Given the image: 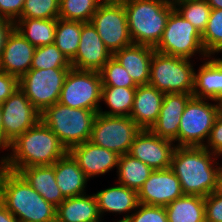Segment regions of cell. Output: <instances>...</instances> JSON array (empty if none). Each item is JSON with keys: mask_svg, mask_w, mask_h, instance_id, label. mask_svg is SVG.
<instances>
[{"mask_svg": "<svg viewBox=\"0 0 222 222\" xmlns=\"http://www.w3.org/2000/svg\"><path fill=\"white\" fill-rule=\"evenodd\" d=\"M99 72L102 79V86L126 88H137L138 86L114 56L109 59Z\"/></svg>", "mask_w": 222, "mask_h": 222, "instance_id": "d590c367", "label": "cell"}, {"mask_svg": "<svg viewBox=\"0 0 222 222\" xmlns=\"http://www.w3.org/2000/svg\"><path fill=\"white\" fill-rule=\"evenodd\" d=\"M221 164H222V161H221ZM221 164L217 173L216 186L214 189V193L219 196H222V165Z\"/></svg>", "mask_w": 222, "mask_h": 222, "instance_id": "f6af8a7d", "label": "cell"}, {"mask_svg": "<svg viewBox=\"0 0 222 222\" xmlns=\"http://www.w3.org/2000/svg\"><path fill=\"white\" fill-rule=\"evenodd\" d=\"M205 222H222V196L210 193L204 197Z\"/></svg>", "mask_w": 222, "mask_h": 222, "instance_id": "ab89813d", "label": "cell"}, {"mask_svg": "<svg viewBox=\"0 0 222 222\" xmlns=\"http://www.w3.org/2000/svg\"><path fill=\"white\" fill-rule=\"evenodd\" d=\"M96 112L84 108H71L59 102L47 107L41 114L42 120L69 150L90 139Z\"/></svg>", "mask_w": 222, "mask_h": 222, "instance_id": "5b68a950", "label": "cell"}, {"mask_svg": "<svg viewBox=\"0 0 222 222\" xmlns=\"http://www.w3.org/2000/svg\"><path fill=\"white\" fill-rule=\"evenodd\" d=\"M204 147L210 152L222 156V106L217 113L209 138Z\"/></svg>", "mask_w": 222, "mask_h": 222, "instance_id": "f35d334b", "label": "cell"}, {"mask_svg": "<svg viewBox=\"0 0 222 222\" xmlns=\"http://www.w3.org/2000/svg\"><path fill=\"white\" fill-rule=\"evenodd\" d=\"M133 43L155 48L166 27L173 0H122Z\"/></svg>", "mask_w": 222, "mask_h": 222, "instance_id": "277c9868", "label": "cell"}, {"mask_svg": "<svg viewBox=\"0 0 222 222\" xmlns=\"http://www.w3.org/2000/svg\"><path fill=\"white\" fill-rule=\"evenodd\" d=\"M154 49L163 54L189 59L199 54L200 61L209 57L199 31L176 9L170 13L163 35Z\"/></svg>", "mask_w": 222, "mask_h": 222, "instance_id": "ba28073f", "label": "cell"}, {"mask_svg": "<svg viewBox=\"0 0 222 222\" xmlns=\"http://www.w3.org/2000/svg\"><path fill=\"white\" fill-rule=\"evenodd\" d=\"M91 23L105 47L114 54L133 42L129 35L127 15L123 2H101Z\"/></svg>", "mask_w": 222, "mask_h": 222, "instance_id": "7c38bea8", "label": "cell"}, {"mask_svg": "<svg viewBox=\"0 0 222 222\" xmlns=\"http://www.w3.org/2000/svg\"><path fill=\"white\" fill-rule=\"evenodd\" d=\"M211 9H222V0H206Z\"/></svg>", "mask_w": 222, "mask_h": 222, "instance_id": "7dc6e473", "label": "cell"}, {"mask_svg": "<svg viewBox=\"0 0 222 222\" xmlns=\"http://www.w3.org/2000/svg\"><path fill=\"white\" fill-rule=\"evenodd\" d=\"M113 54L105 47L91 22H81V35L77 53L70 61L79 70L100 71Z\"/></svg>", "mask_w": 222, "mask_h": 222, "instance_id": "2e32d148", "label": "cell"}, {"mask_svg": "<svg viewBox=\"0 0 222 222\" xmlns=\"http://www.w3.org/2000/svg\"><path fill=\"white\" fill-rule=\"evenodd\" d=\"M57 18H19L14 28L33 46L39 47L54 43Z\"/></svg>", "mask_w": 222, "mask_h": 222, "instance_id": "83f0119b", "label": "cell"}, {"mask_svg": "<svg viewBox=\"0 0 222 222\" xmlns=\"http://www.w3.org/2000/svg\"><path fill=\"white\" fill-rule=\"evenodd\" d=\"M164 93L150 85H138L136 88L130 118L141 129H151L156 123Z\"/></svg>", "mask_w": 222, "mask_h": 222, "instance_id": "7402d4cb", "label": "cell"}, {"mask_svg": "<svg viewBox=\"0 0 222 222\" xmlns=\"http://www.w3.org/2000/svg\"><path fill=\"white\" fill-rule=\"evenodd\" d=\"M94 195L97 199L101 218L104 217L106 212H109L117 213V215L125 214L122 219L120 218V221H125L139 204L137 191L119 183L100 190L96 194L94 193Z\"/></svg>", "mask_w": 222, "mask_h": 222, "instance_id": "ffe728a7", "label": "cell"}, {"mask_svg": "<svg viewBox=\"0 0 222 222\" xmlns=\"http://www.w3.org/2000/svg\"><path fill=\"white\" fill-rule=\"evenodd\" d=\"M175 148L173 141L155 135L150 129H141L128 154L153 170H164L171 168Z\"/></svg>", "mask_w": 222, "mask_h": 222, "instance_id": "5bb4252c", "label": "cell"}, {"mask_svg": "<svg viewBox=\"0 0 222 222\" xmlns=\"http://www.w3.org/2000/svg\"><path fill=\"white\" fill-rule=\"evenodd\" d=\"M0 107L2 109L4 150H8L11 142L40 120L41 113L20 88H17Z\"/></svg>", "mask_w": 222, "mask_h": 222, "instance_id": "4fadbf2b", "label": "cell"}, {"mask_svg": "<svg viewBox=\"0 0 222 222\" xmlns=\"http://www.w3.org/2000/svg\"><path fill=\"white\" fill-rule=\"evenodd\" d=\"M202 63L197 71L195 69L193 96L221 103L222 58L209 56Z\"/></svg>", "mask_w": 222, "mask_h": 222, "instance_id": "44dd1931", "label": "cell"}, {"mask_svg": "<svg viewBox=\"0 0 222 222\" xmlns=\"http://www.w3.org/2000/svg\"><path fill=\"white\" fill-rule=\"evenodd\" d=\"M59 1L60 0H25L20 18H58Z\"/></svg>", "mask_w": 222, "mask_h": 222, "instance_id": "8d00e7d4", "label": "cell"}, {"mask_svg": "<svg viewBox=\"0 0 222 222\" xmlns=\"http://www.w3.org/2000/svg\"><path fill=\"white\" fill-rule=\"evenodd\" d=\"M52 166L55 168L56 183L65 198L86 194L89 179L69 153Z\"/></svg>", "mask_w": 222, "mask_h": 222, "instance_id": "cb8c5ba5", "label": "cell"}, {"mask_svg": "<svg viewBox=\"0 0 222 222\" xmlns=\"http://www.w3.org/2000/svg\"><path fill=\"white\" fill-rule=\"evenodd\" d=\"M7 151L10 153L0 157V165L15 172L26 167L53 165L68 153L57 135L42 120L11 142Z\"/></svg>", "mask_w": 222, "mask_h": 222, "instance_id": "6da1fadb", "label": "cell"}, {"mask_svg": "<svg viewBox=\"0 0 222 222\" xmlns=\"http://www.w3.org/2000/svg\"><path fill=\"white\" fill-rule=\"evenodd\" d=\"M154 51L153 47L132 43L116 51L113 56L127 70L137 85H148Z\"/></svg>", "mask_w": 222, "mask_h": 222, "instance_id": "603a6c76", "label": "cell"}, {"mask_svg": "<svg viewBox=\"0 0 222 222\" xmlns=\"http://www.w3.org/2000/svg\"><path fill=\"white\" fill-rule=\"evenodd\" d=\"M137 194L139 203L163 207L184 195L181 183L171 168L153 170Z\"/></svg>", "mask_w": 222, "mask_h": 222, "instance_id": "9a60e30c", "label": "cell"}, {"mask_svg": "<svg viewBox=\"0 0 222 222\" xmlns=\"http://www.w3.org/2000/svg\"><path fill=\"white\" fill-rule=\"evenodd\" d=\"M0 151H4V133H3V125H2V109L0 107Z\"/></svg>", "mask_w": 222, "mask_h": 222, "instance_id": "bcb514c9", "label": "cell"}, {"mask_svg": "<svg viewBox=\"0 0 222 222\" xmlns=\"http://www.w3.org/2000/svg\"><path fill=\"white\" fill-rule=\"evenodd\" d=\"M0 202L19 222H56V207L35 191L19 172L1 165Z\"/></svg>", "mask_w": 222, "mask_h": 222, "instance_id": "3957f363", "label": "cell"}, {"mask_svg": "<svg viewBox=\"0 0 222 222\" xmlns=\"http://www.w3.org/2000/svg\"><path fill=\"white\" fill-rule=\"evenodd\" d=\"M102 79L99 71L70 68L59 103L71 108H84L98 113L101 105Z\"/></svg>", "mask_w": 222, "mask_h": 222, "instance_id": "30bf717a", "label": "cell"}, {"mask_svg": "<svg viewBox=\"0 0 222 222\" xmlns=\"http://www.w3.org/2000/svg\"><path fill=\"white\" fill-rule=\"evenodd\" d=\"M219 158L205 147L176 146L171 169L179 179L183 193L206 197L214 192Z\"/></svg>", "mask_w": 222, "mask_h": 222, "instance_id": "7a4b0ae2", "label": "cell"}, {"mask_svg": "<svg viewBox=\"0 0 222 222\" xmlns=\"http://www.w3.org/2000/svg\"><path fill=\"white\" fill-rule=\"evenodd\" d=\"M201 37L208 56L222 53V9H211L208 23Z\"/></svg>", "mask_w": 222, "mask_h": 222, "instance_id": "836d02e7", "label": "cell"}, {"mask_svg": "<svg viewBox=\"0 0 222 222\" xmlns=\"http://www.w3.org/2000/svg\"><path fill=\"white\" fill-rule=\"evenodd\" d=\"M36 47L15 28L8 35L0 58V71L20 79L32 65Z\"/></svg>", "mask_w": 222, "mask_h": 222, "instance_id": "ac0fdd59", "label": "cell"}, {"mask_svg": "<svg viewBox=\"0 0 222 222\" xmlns=\"http://www.w3.org/2000/svg\"><path fill=\"white\" fill-rule=\"evenodd\" d=\"M192 96L180 118L178 146L204 147L222 104Z\"/></svg>", "mask_w": 222, "mask_h": 222, "instance_id": "52a82bcc", "label": "cell"}, {"mask_svg": "<svg viewBox=\"0 0 222 222\" xmlns=\"http://www.w3.org/2000/svg\"><path fill=\"white\" fill-rule=\"evenodd\" d=\"M100 3V0H60L58 18L89 23Z\"/></svg>", "mask_w": 222, "mask_h": 222, "instance_id": "1f68e13d", "label": "cell"}, {"mask_svg": "<svg viewBox=\"0 0 222 222\" xmlns=\"http://www.w3.org/2000/svg\"><path fill=\"white\" fill-rule=\"evenodd\" d=\"M19 88V79L0 71V105Z\"/></svg>", "mask_w": 222, "mask_h": 222, "instance_id": "b9f144b4", "label": "cell"}, {"mask_svg": "<svg viewBox=\"0 0 222 222\" xmlns=\"http://www.w3.org/2000/svg\"><path fill=\"white\" fill-rule=\"evenodd\" d=\"M68 153L89 180L92 177L104 175L115 167L117 169L120 156L116 152L102 148L89 140L71 147Z\"/></svg>", "mask_w": 222, "mask_h": 222, "instance_id": "e0dca14e", "label": "cell"}, {"mask_svg": "<svg viewBox=\"0 0 222 222\" xmlns=\"http://www.w3.org/2000/svg\"><path fill=\"white\" fill-rule=\"evenodd\" d=\"M19 173L53 206L57 207L66 199L56 183L55 168L52 165L26 167L22 168Z\"/></svg>", "mask_w": 222, "mask_h": 222, "instance_id": "484cf974", "label": "cell"}, {"mask_svg": "<svg viewBox=\"0 0 222 222\" xmlns=\"http://www.w3.org/2000/svg\"><path fill=\"white\" fill-rule=\"evenodd\" d=\"M165 209L168 222H205L204 197L199 195L184 194Z\"/></svg>", "mask_w": 222, "mask_h": 222, "instance_id": "4316f807", "label": "cell"}, {"mask_svg": "<svg viewBox=\"0 0 222 222\" xmlns=\"http://www.w3.org/2000/svg\"><path fill=\"white\" fill-rule=\"evenodd\" d=\"M101 218L93 194L66 198L56 207V222H98Z\"/></svg>", "mask_w": 222, "mask_h": 222, "instance_id": "d4e9b609", "label": "cell"}, {"mask_svg": "<svg viewBox=\"0 0 222 222\" xmlns=\"http://www.w3.org/2000/svg\"><path fill=\"white\" fill-rule=\"evenodd\" d=\"M192 96L193 94L186 93L164 94L158 119L150 130L155 135L171 140L178 146L180 118Z\"/></svg>", "mask_w": 222, "mask_h": 222, "instance_id": "d6986e66", "label": "cell"}, {"mask_svg": "<svg viewBox=\"0 0 222 222\" xmlns=\"http://www.w3.org/2000/svg\"><path fill=\"white\" fill-rule=\"evenodd\" d=\"M71 68V62L54 44L36 47L31 69Z\"/></svg>", "mask_w": 222, "mask_h": 222, "instance_id": "e575fe53", "label": "cell"}, {"mask_svg": "<svg viewBox=\"0 0 222 222\" xmlns=\"http://www.w3.org/2000/svg\"><path fill=\"white\" fill-rule=\"evenodd\" d=\"M0 222H19V220L13 214H11L1 202Z\"/></svg>", "mask_w": 222, "mask_h": 222, "instance_id": "ee69618b", "label": "cell"}, {"mask_svg": "<svg viewBox=\"0 0 222 222\" xmlns=\"http://www.w3.org/2000/svg\"><path fill=\"white\" fill-rule=\"evenodd\" d=\"M141 128L129 116H107L97 113L89 141L116 152L128 154Z\"/></svg>", "mask_w": 222, "mask_h": 222, "instance_id": "9c48e42d", "label": "cell"}, {"mask_svg": "<svg viewBox=\"0 0 222 222\" xmlns=\"http://www.w3.org/2000/svg\"><path fill=\"white\" fill-rule=\"evenodd\" d=\"M136 88L102 86L101 101L109 110L103 111L100 107L98 113L107 116H130Z\"/></svg>", "mask_w": 222, "mask_h": 222, "instance_id": "f546056e", "label": "cell"}, {"mask_svg": "<svg viewBox=\"0 0 222 222\" xmlns=\"http://www.w3.org/2000/svg\"><path fill=\"white\" fill-rule=\"evenodd\" d=\"M25 0H0V17L15 23L21 16Z\"/></svg>", "mask_w": 222, "mask_h": 222, "instance_id": "60d3db41", "label": "cell"}, {"mask_svg": "<svg viewBox=\"0 0 222 222\" xmlns=\"http://www.w3.org/2000/svg\"><path fill=\"white\" fill-rule=\"evenodd\" d=\"M153 169L130 154L119 156L117 166V183L139 191L143 183L152 174Z\"/></svg>", "mask_w": 222, "mask_h": 222, "instance_id": "f1b7e54d", "label": "cell"}, {"mask_svg": "<svg viewBox=\"0 0 222 222\" xmlns=\"http://www.w3.org/2000/svg\"><path fill=\"white\" fill-rule=\"evenodd\" d=\"M81 35L80 21H67L57 18L54 44L71 61L78 50Z\"/></svg>", "mask_w": 222, "mask_h": 222, "instance_id": "4dcf8cb0", "label": "cell"}, {"mask_svg": "<svg viewBox=\"0 0 222 222\" xmlns=\"http://www.w3.org/2000/svg\"><path fill=\"white\" fill-rule=\"evenodd\" d=\"M70 68L30 69L19 79V88L33 106L42 113L59 101Z\"/></svg>", "mask_w": 222, "mask_h": 222, "instance_id": "8fae6325", "label": "cell"}, {"mask_svg": "<svg viewBox=\"0 0 222 222\" xmlns=\"http://www.w3.org/2000/svg\"><path fill=\"white\" fill-rule=\"evenodd\" d=\"M189 58L154 51L148 85L162 93L193 94L195 68Z\"/></svg>", "mask_w": 222, "mask_h": 222, "instance_id": "8992f818", "label": "cell"}, {"mask_svg": "<svg viewBox=\"0 0 222 222\" xmlns=\"http://www.w3.org/2000/svg\"><path fill=\"white\" fill-rule=\"evenodd\" d=\"M14 29V23L10 20L0 17V58L5 46L6 39Z\"/></svg>", "mask_w": 222, "mask_h": 222, "instance_id": "7bdbcfd3", "label": "cell"}, {"mask_svg": "<svg viewBox=\"0 0 222 222\" xmlns=\"http://www.w3.org/2000/svg\"><path fill=\"white\" fill-rule=\"evenodd\" d=\"M101 2H121L122 0H100Z\"/></svg>", "mask_w": 222, "mask_h": 222, "instance_id": "c3c4849f", "label": "cell"}, {"mask_svg": "<svg viewBox=\"0 0 222 222\" xmlns=\"http://www.w3.org/2000/svg\"><path fill=\"white\" fill-rule=\"evenodd\" d=\"M125 222H168V217L163 206H150L139 203L136 210Z\"/></svg>", "mask_w": 222, "mask_h": 222, "instance_id": "74e56055", "label": "cell"}, {"mask_svg": "<svg viewBox=\"0 0 222 222\" xmlns=\"http://www.w3.org/2000/svg\"><path fill=\"white\" fill-rule=\"evenodd\" d=\"M173 3L175 9L202 34L211 12L206 0H173Z\"/></svg>", "mask_w": 222, "mask_h": 222, "instance_id": "d6a6232c", "label": "cell"}]
</instances>
